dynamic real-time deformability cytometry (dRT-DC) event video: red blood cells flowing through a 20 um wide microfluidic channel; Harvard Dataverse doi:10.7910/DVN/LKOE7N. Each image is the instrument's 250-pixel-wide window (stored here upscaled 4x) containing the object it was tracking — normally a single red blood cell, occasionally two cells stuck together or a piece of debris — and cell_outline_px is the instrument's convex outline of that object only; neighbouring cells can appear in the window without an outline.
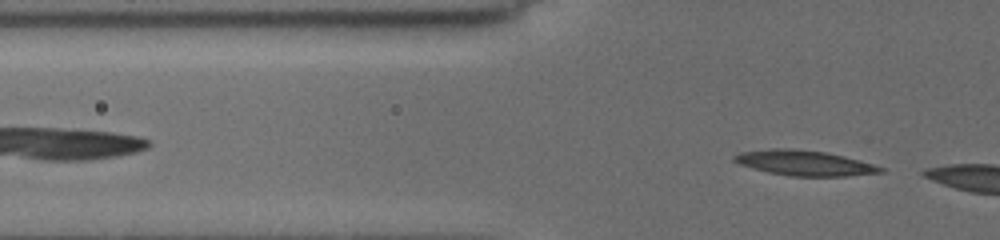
{"species": "common noctule bat (a hibernating species)", "species_latin": "Nyctalus noctula", "temperature_condition": "cold", "stored_images_in_passage": 6, "camera_frame_rate_fps": 3000, "um_per_image_px": 0.085, "animal": {"sex": "female", "body_mass_g": 19.5, "forearm_length_mm": 54.1}, "frame": {"image": 1, "passage_image": 6, "time_ms": 4.667, "image_size_px": [1000, 240], "cell_outline_px": [[884, 172], [844, 176], [792, 176], [768, 172], [740, 164], [732, 160], [732, 156], [740, 152], [772, 148], [788, 148], [824, 152], [844, 156], [872, 164], [884, 168]], "centroid_in_image_um": [68.34, 13.85], "position_along_channel_um": 57.5, "area_um2": 21.21}}